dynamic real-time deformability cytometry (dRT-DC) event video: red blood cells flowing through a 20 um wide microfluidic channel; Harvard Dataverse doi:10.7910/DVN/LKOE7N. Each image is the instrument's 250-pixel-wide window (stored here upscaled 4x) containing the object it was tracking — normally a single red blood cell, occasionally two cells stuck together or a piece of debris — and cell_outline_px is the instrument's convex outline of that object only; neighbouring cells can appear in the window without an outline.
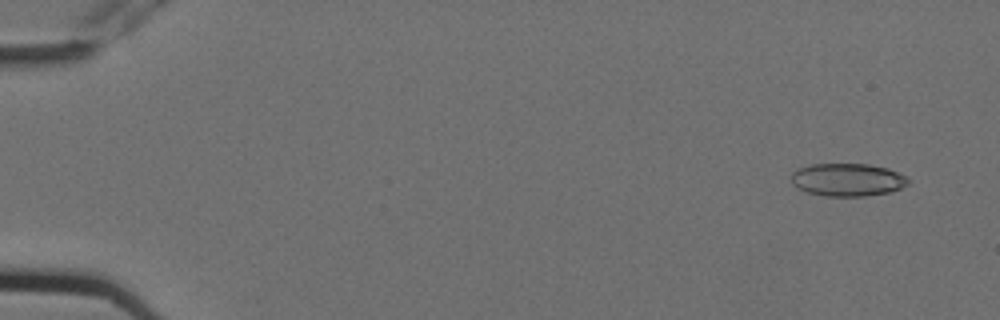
{"species": "Egyptian fruit bat (a non-hibernating species)", "species_latin": "Rousettus aegyptiacus", "temperature_condition": "cold", "stored_images_in_passage": 8, "camera_frame_rate_fps": 3000, "um_per_image_px": 0.085, "animal": {"sex": "female"}, "frame": {"image": 1, "passage_image": 1, "time_ms": 0.0, "image_size_px": [1000, 320], "cell_outline_px": [[908, 184], [892, 192], [864, 196], [824, 196], [808, 192], [796, 188], [792, 184], [792, 172], [800, 168], [812, 164], [868, 164], [888, 168], [908, 176]], "centroid_in_image_um": [72.06, 15.28], "position_along_channel_um": 12.9, "area_um2": 22.48}}
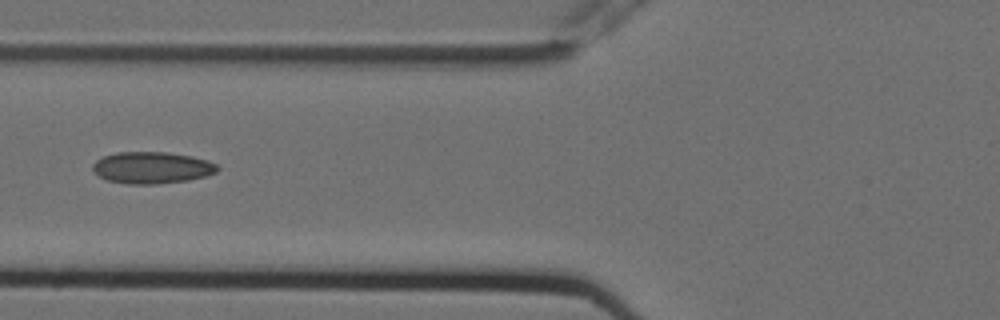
{"frame": {"image": 2, "passage_image": 6, "time_ms": 1.667, "image_size_px": [1000, 320], "cell_outline_px": [[220, 168], [216, 172], [204, 176], [188, 180], [156, 184], [128, 184], [108, 180], [100, 176], [92, 168], [92, 164], [96, 160], [104, 156], [116, 152], [168, 152], [192, 156], [208, 160], [216, 164]], "centroid_in_image_um": [12.92, 14.24], "position_along_channel_um": 112.9, "area_um2": 23.0}}
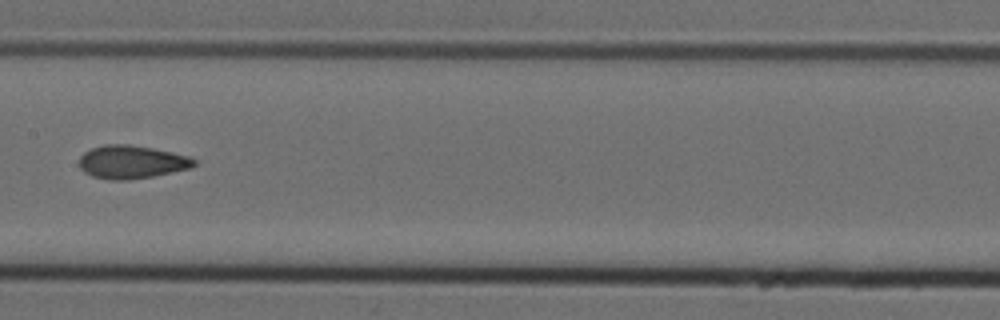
{"frame": {"image": 3, "passage_image": 8, "time_ms": 2.333, "image_size_px": [1000, 320], "cell_outline_px": [[196, 164], [192, 168], [152, 176], [128, 180], [108, 180], [92, 176], [84, 172], [80, 168], [80, 156], [84, 152], [92, 148], [104, 144], [128, 144], [152, 148], [172, 152], [188, 156], [196, 160]], "centroid_in_image_um": [11.18, 13.77], "position_along_channel_um": 196.2, "area_um2": 22.25}}